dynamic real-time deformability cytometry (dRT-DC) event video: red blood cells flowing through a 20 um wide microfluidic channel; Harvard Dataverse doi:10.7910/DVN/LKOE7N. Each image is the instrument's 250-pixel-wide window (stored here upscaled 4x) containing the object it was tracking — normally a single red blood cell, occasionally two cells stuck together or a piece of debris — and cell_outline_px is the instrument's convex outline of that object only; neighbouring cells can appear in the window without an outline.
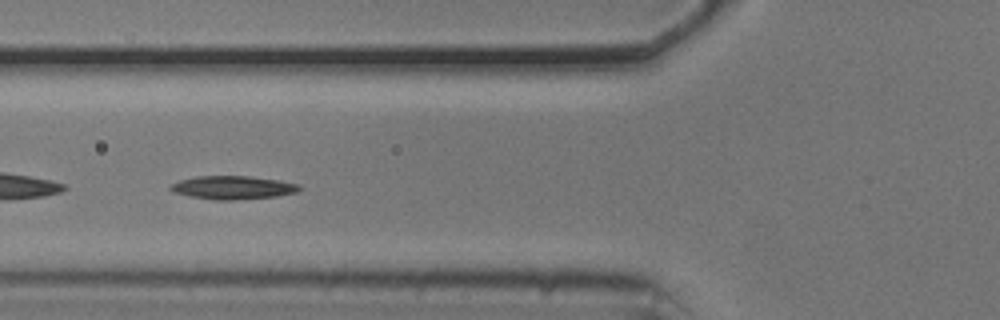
{"species": "common noctule bat (a hibernating species)", "species_latin": "Nyctalus noctula", "temperature_condition": "cold", "stored_images_in_passage": 54, "segment_of_instrument_passage": [2, 2], "camera_frame_rate_fps": 3000, "um_per_image_px": 0.085, "animal": {"sex": "male", "body_mass_g": 20.5, "forearm_length_mm": 52.5}, "frame": {"image": 1, "passage_image": 20, "time_ms": 6.333, "image_size_px": [1000, 320], "cell_outline_px": [[300, 188], [296, 192], [276, 196], [236, 200], [212, 200], [172, 192], [168, 188], [168, 184], [180, 180], [196, 176], [248, 176], [280, 180], [300, 184]], "centroid_in_image_um": [19.75, 15.94], "position_along_channel_um": 106.1, "area_um2": 17.63}}
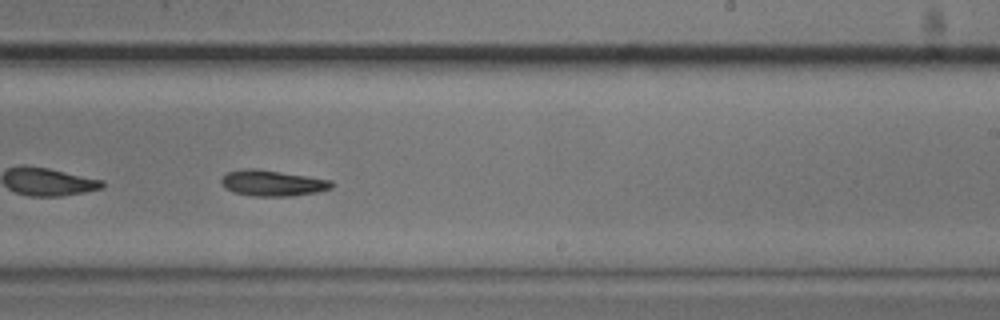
{"frame": {"image": 2, "passage_image": 33, "time_ms": 10.667, "image_size_px": [1000, 320], "cell_outline_px": [[332, 188], [316, 192], [292, 196], [252, 196], [232, 192], [224, 188], [220, 180], [228, 172], [248, 168], [256, 168], [332, 180]], "centroid_in_image_um": [23.14, 15.57], "position_along_channel_um": 265.9, "area_um2": 16.59}}
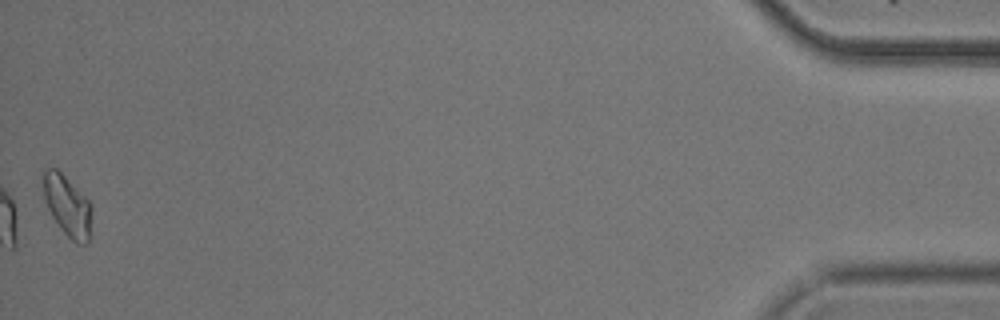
{"frame": {"image": 3, "passage_image": 54, "time_ms": 17.667, "image_size_px": [1000, 320], "cell_outline_px": [[92, 212], [88, 244], [76, 244], [60, 228], [52, 216], [44, 200], [44, 168], [56, 168], [92, 204]], "centroid_in_image_um": [5.75, 17.53], "position_along_channel_um": 429.5, "area_um2": 16.94}}